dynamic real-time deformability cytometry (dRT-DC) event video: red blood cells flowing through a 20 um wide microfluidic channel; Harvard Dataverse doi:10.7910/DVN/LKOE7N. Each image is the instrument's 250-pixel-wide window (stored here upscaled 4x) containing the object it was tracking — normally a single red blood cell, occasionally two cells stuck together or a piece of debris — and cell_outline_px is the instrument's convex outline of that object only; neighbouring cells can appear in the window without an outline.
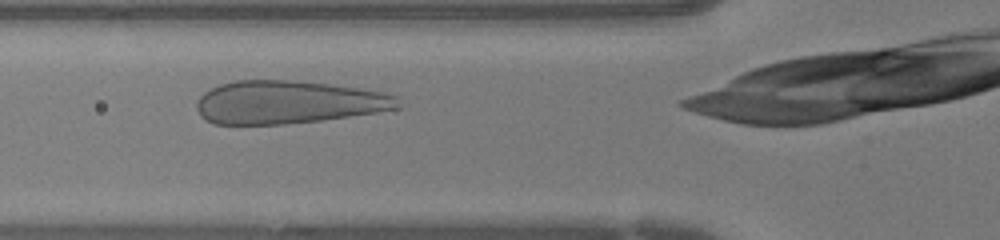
{"species": "human", "species_latin": "Homo sapiens", "temperature_condition": "warm", "stored_images_in_passage": 23, "camera_frame_rate_fps": 3000, "um_per_image_px": 0.085, "donor": {"sex": "female"}, "frame": {"image": 1, "passage_image": 3, "time_ms": 0.667, "image_size_px": [1000, 240], "cell_outline_px": [[400, 108], [376, 112], [324, 120], [284, 124], [212, 124], [204, 120], [200, 116], [196, 108], [196, 104], [200, 96], [204, 92], [220, 84], [236, 80], [292, 80], [328, 84], [360, 88], [384, 92], [396, 96]], "centroid_in_image_um": [24.45, 8.69], "position_along_channel_um": 101.3, "area_um2": 50.58}}
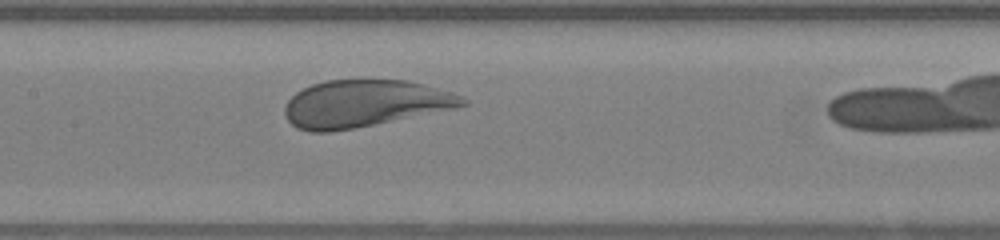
{"frame": {"image": 2, "passage_image": 8, "time_ms": 2.333, "image_size_px": [1000, 240], "cell_outline_px": [[468, 104], [456, 108], [356, 128], [328, 132], [308, 132], [296, 128], [288, 120], [284, 112], [284, 108], [288, 100], [296, 92], [312, 84], [324, 80], [404, 80], [424, 84], [452, 92], [464, 96], [468, 100]], "centroid_in_image_um": [30.99, 8.81], "position_along_channel_um": 176.4, "area_um2": 48.9}}
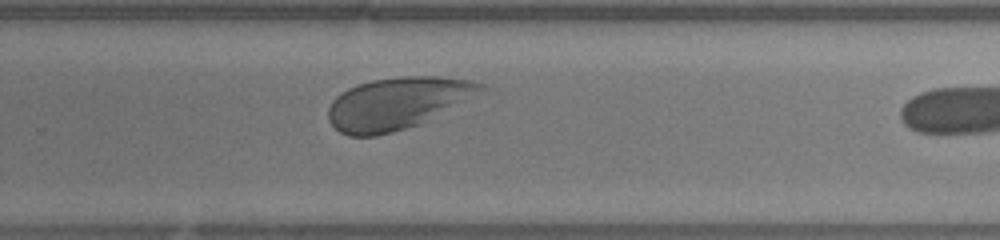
{"frame": {"image": 3, "passage_image": 16, "time_ms": 5.0, "image_size_px": [1000, 240], "cell_outline_px": [[492, 88], [420, 124], [392, 132], [376, 136], [348, 136], [340, 132], [328, 120], [328, 108], [332, 100], [340, 92], [356, 84], [372, 80], [404, 76], [436, 76], [472, 80], [484, 84]], "centroid_in_image_um": [33.81, 8.76], "position_along_channel_um": 296.0, "area_um2": 46.53}}